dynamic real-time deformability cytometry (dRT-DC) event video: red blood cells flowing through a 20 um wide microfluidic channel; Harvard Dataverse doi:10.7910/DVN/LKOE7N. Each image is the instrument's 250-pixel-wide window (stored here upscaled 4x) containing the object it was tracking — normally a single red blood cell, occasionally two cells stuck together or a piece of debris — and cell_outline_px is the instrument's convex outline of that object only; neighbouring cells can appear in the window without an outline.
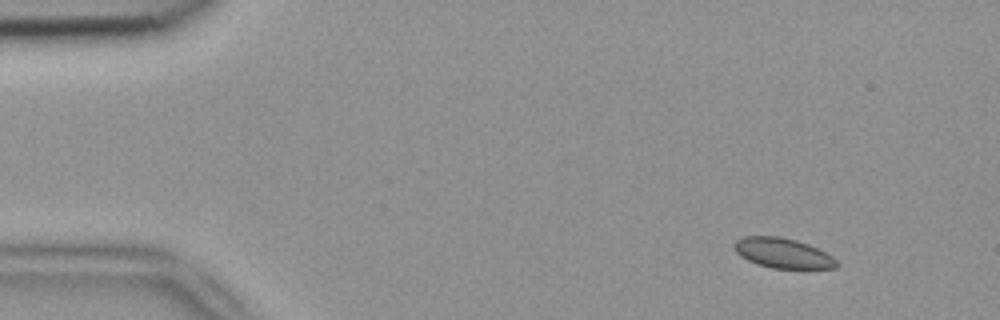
{"species": "common noctule bat (a hibernating species)", "species_latin": "Nyctalus noctula", "temperature_condition": "room temperature", "stored_images_in_passage": 3, "camera_frame_rate_fps": 3000, "um_per_image_px": 0.085, "animal": {"sex": "female", "body_mass_g": 18.4}, "frame": {"image": 1, "passage_image": 1, "time_ms": 0.0, "image_size_px": [1000, 320], "cell_outline_px": [[840, 264], [836, 268], [772, 268], [756, 264], [740, 256], [736, 252], [732, 244], [736, 240], [744, 236], [780, 236], [796, 240], [808, 244], [832, 256]], "centroid_in_image_um": [66.51, 21.51], "position_along_channel_um": 18.5, "area_um2": 17.92}}
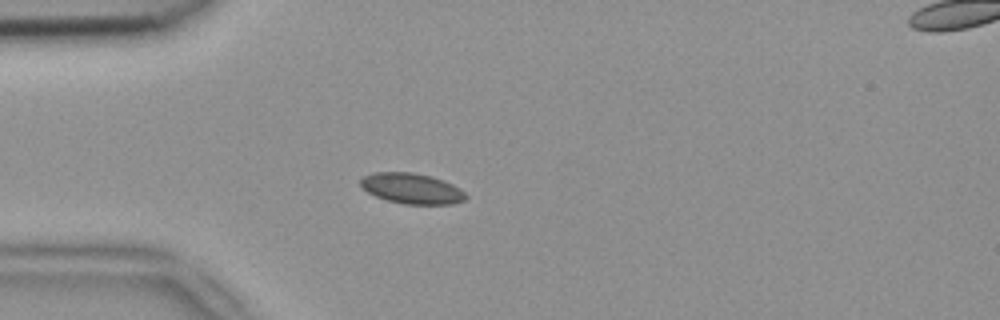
{"frame": {"image": 2, "passage_image": 3, "time_ms": 0.667, "image_size_px": [1000, 320], "cell_outline_px": [[468, 196], [464, 200], [452, 204], [404, 204], [388, 200], [376, 196], [360, 188], [360, 180], [364, 176], [372, 172], [412, 172], [432, 176], [444, 180], [460, 188]], "centroid_in_image_um": [34.99, 16.01], "position_along_channel_um": 50.0, "area_um2": 18.84}}